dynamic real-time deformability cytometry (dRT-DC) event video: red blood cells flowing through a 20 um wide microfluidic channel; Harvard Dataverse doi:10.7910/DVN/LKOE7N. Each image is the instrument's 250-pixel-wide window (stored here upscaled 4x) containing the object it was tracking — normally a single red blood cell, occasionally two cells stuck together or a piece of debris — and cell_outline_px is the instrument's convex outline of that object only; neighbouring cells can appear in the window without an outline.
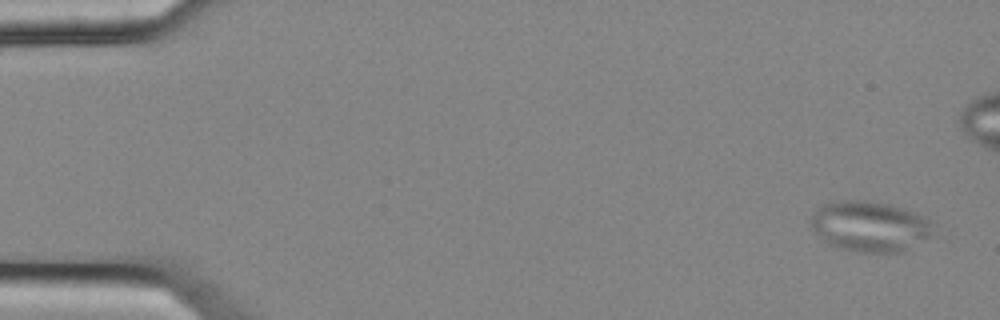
{"species": "common noctule bat (a hibernating species)", "species_latin": "Nyctalus noctula", "temperature_condition": "cold", "stored_images_in_passage": 6, "camera_frame_rate_fps": 3000, "um_per_image_px": 0.085, "animal": {"sex": "female", "body_mass_g": 25.1}, "frame": {"image": 1, "passage_image": 1, "time_ms": 0.0, "image_size_px": [1000, 320], "cell_outline_px": [[936, 224], [928, 236], [904, 252], [860, 252], [828, 244], [812, 228], [812, 216], [816, 208], [824, 204], [848, 200], [864, 200], [888, 204], [916, 212], [924, 216]], "centroid_in_image_um": [73.97, 19.23], "position_along_channel_um": 11.0, "area_um2": 35.6}}